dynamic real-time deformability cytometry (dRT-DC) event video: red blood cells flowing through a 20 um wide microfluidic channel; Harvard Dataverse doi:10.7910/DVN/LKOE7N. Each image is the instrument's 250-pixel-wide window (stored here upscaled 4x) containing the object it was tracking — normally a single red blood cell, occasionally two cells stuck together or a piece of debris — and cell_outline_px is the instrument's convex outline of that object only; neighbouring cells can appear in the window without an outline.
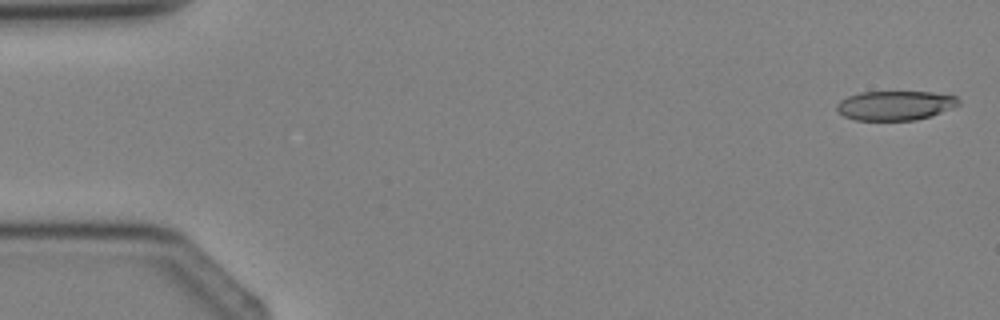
{"species": "Egyptian fruit bat (a non-hibernating species)", "species_latin": "Rousettus aegyptiacus", "temperature_condition": "cold", "stored_images_in_passage": 3, "segment_of_instrument_passage": [2, 2], "camera_frame_rate_fps": 3000, "um_per_image_px": 0.085, "animal": {"sex": "female"}, "frame": {"image": 1, "passage_image": 3, "time_ms": 2.333, "image_size_px": [1000, 320], "cell_outline_px": [[960, 104], [940, 112], [916, 120], [856, 120], [844, 116], [836, 108], [836, 104], [840, 100], [848, 96], [860, 92], [932, 92], [956, 96], [960, 100]], "centroid_in_image_um": [76.07, 8.96], "position_along_channel_um": 8.9, "area_um2": 20.69}}